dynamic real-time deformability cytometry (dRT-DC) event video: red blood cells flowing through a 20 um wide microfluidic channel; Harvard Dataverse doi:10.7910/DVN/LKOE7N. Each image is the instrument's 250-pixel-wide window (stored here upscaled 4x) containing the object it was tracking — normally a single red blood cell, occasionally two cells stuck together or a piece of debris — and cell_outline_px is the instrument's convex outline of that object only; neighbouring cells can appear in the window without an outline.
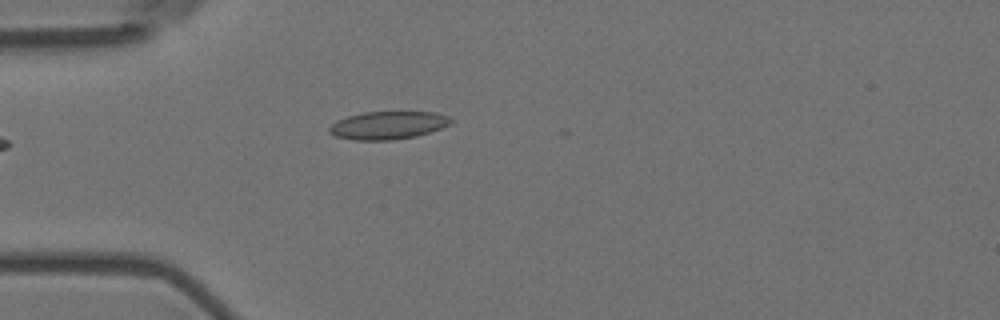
{"species": "Egyptian fruit bat (a non-hibernating species)", "species_latin": "Rousettus aegyptiacus", "temperature_condition": "room temperature", "stored_images_in_passage": 7, "camera_frame_rate_fps": 3000, "um_per_image_px": 0.085, "animal": {"sex": "female"}, "frame": {"image": 1, "passage_image": 7, "time_ms": 2.0, "image_size_px": [1000, 320], "cell_outline_px": [[452, 124], [416, 136], [392, 140], [352, 140], [336, 136], [328, 132], [328, 128], [336, 120], [348, 116], [364, 112], [436, 112], [448, 116], [452, 120]], "centroid_in_image_um": [32.96, 10.65], "position_along_channel_um": 52.0, "area_um2": 19.77}}